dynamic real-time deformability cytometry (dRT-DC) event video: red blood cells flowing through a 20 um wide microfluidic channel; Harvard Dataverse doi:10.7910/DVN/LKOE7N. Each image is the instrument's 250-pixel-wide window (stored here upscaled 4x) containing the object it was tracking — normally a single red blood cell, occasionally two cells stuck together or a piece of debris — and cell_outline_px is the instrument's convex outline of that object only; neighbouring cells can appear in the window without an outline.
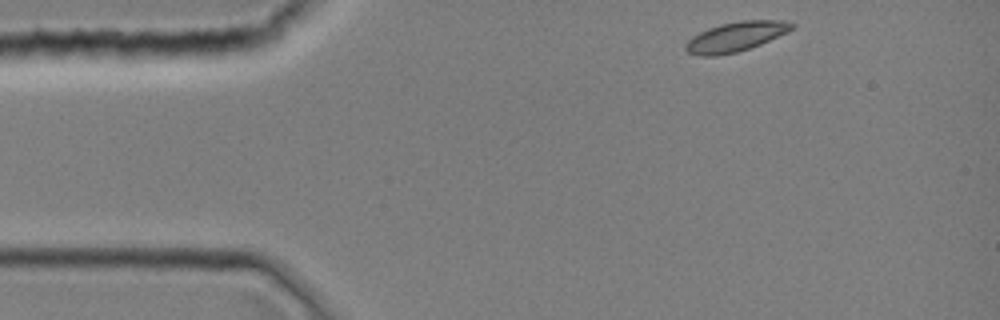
{"species": "common noctule bat (a hibernating species)", "species_latin": "Nyctalus noctula", "temperature_condition": "room temperature", "stored_images_in_passage": 6, "camera_frame_rate_fps": 3000, "um_per_image_px": 0.085, "animal": {"sex": "female", "body_mass_g": 19.0, "forearm_length_mm": 51.5}, "frame": {"image": 1, "passage_image": 1, "time_ms": 0.0, "image_size_px": [1000, 320], "cell_outline_px": [[796, 24], [788, 32], [760, 44], [736, 52], [716, 56], [700, 56], [688, 52], [684, 48], [684, 44], [692, 36], [708, 28], [720, 24], [740, 20], [780, 20]], "centroid_in_image_um": [62.51, 3.11], "position_along_channel_um": 22.5, "area_um2": 18.26}}